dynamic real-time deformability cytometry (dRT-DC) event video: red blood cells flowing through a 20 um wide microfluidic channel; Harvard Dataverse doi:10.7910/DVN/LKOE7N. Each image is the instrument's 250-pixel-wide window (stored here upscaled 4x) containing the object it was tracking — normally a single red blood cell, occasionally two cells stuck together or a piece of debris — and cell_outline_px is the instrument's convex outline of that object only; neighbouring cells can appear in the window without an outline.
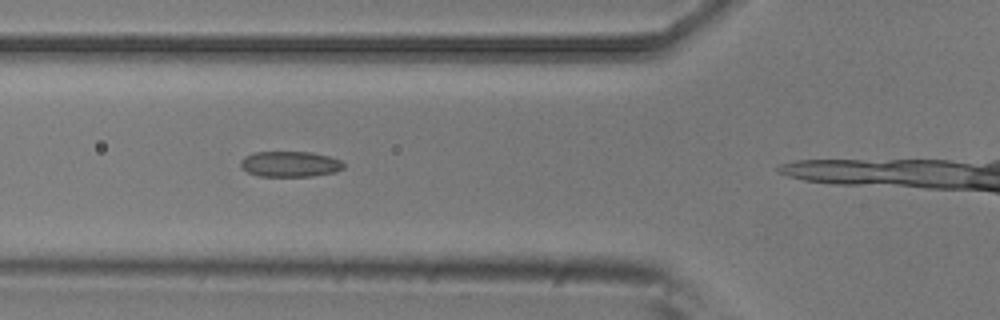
{"species": "common noctule bat (a hibernating species)", "species_latin": "Nyctalus noctula", "temperature_condition": "room temperature", "stored_images_in_passage": 4, "camera_frame_rate_fps": 3000, "um_per_image_px": 0.085, "animal": {"sex": "male", "body_mass_g": 20.5, "forearm_length_mm": 52.5}, "frame": {"image": 1, "passage_image": 3, "time_ms": 0.667, "image_size_px": [1000, 320], "cell_outline_px": [[344, 168], [336, 172], [312, 176], [260, 176], [248, 172], [240, 168], [240, 160], [244, 156], [252, 152], [312, 152], [328, 156], [340, 160], [344, 164]], "centroid_in_image_um": [24.63, 13.94], "position_along_channel_um": 101.2, "area_um2": 15.49}}